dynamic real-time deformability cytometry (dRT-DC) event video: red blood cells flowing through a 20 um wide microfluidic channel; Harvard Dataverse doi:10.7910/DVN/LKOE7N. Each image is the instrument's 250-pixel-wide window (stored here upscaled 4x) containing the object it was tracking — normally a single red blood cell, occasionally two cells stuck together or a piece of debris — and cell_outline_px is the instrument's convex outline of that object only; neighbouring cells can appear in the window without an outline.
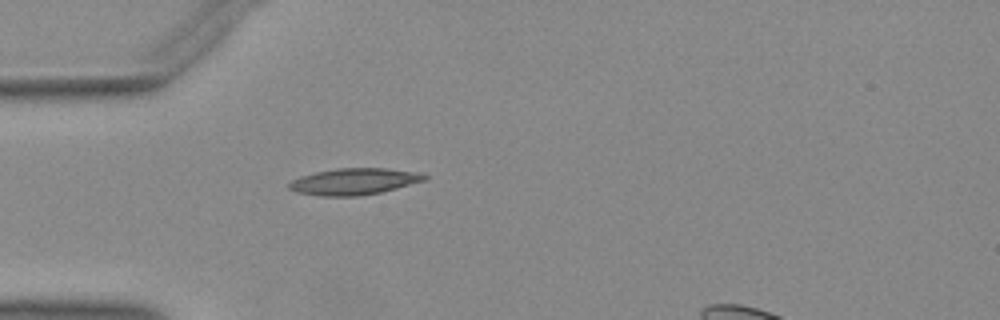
{"species": "Egyptian fruit bat (a non-hibernating species)", "species_latin": "Rousettus aegyptiacus", "temperature_condition": "warm", "stored_images_in_passage": 33, "camera_frame_rate_fps": 3000, "um_per_image_px": 0.085, "animal": {"sex": "female"}, "frame": {"image": 1, "passage_image": 1, "time_ms": 0.0, "image_size_px": [1000, 320], "cell_outline_px": [[428, 176], [424, 180], [396, 188], [380, 192], [356, 196], [324, 196], [296, 192], [288, 188], [288, 184], [292, 180], [300, 176], [316, 172], [336, 168], [384, 168], [424, 172]], "centroid_in_image_um": [30.1, 15.41], "position_along_channel_um": 54.9, "area_um2": 20.87}}
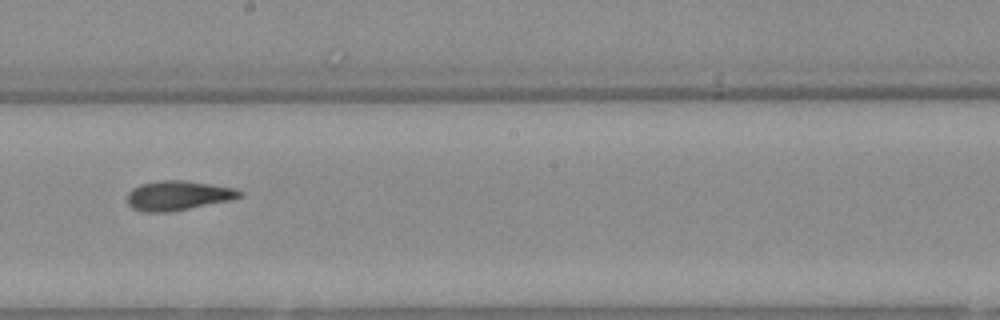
{"frame": {"image": 2, "passage_image": 15, "time_ms": 4.667, "image_size_px": [1000, 320], "cell_outline_px": [[244, 196], [228, 200], [168, 212], [144, 212], [132, 208], [128, 204], [128, 192], [132, 188], [140, 184], [156, 180], [184, 180], [236, 188], [244, 192]], "centroid_in_image_um": [15.12, 16.6], "position_along_channel_um": 233.1, "area_um2": 19.31}}
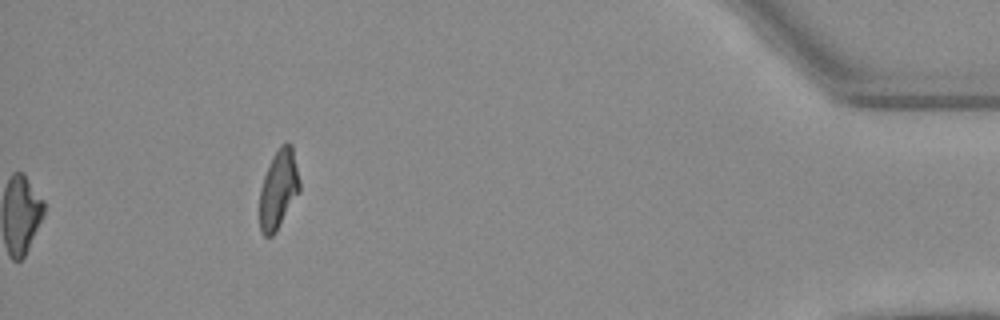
{"frame": {"image": 3, "passage_image": 33, "time_ms": 10.667, "image_size_px": [1000, 320], "cell_outline_px": [[300, 192], [276, 232], [272, 236], [264, 236], [260, 232], [260, 188], [264, 176], [280, 144], [288, 140], [292, 144], [300, 180]], "centroid_in_image_um": [23.69, 16.09], "position_along_channel_um": 411.5, "area_um2": 18.5}}